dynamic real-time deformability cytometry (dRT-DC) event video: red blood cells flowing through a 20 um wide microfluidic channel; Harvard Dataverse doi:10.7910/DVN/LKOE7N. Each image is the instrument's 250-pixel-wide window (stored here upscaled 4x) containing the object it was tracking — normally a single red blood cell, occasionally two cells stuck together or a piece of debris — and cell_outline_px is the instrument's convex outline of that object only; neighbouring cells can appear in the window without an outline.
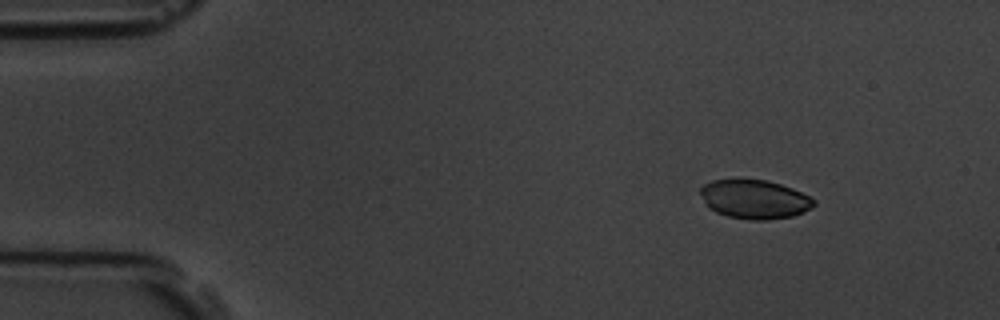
{"species": "common noctule bat (a hibernating species)", "species_latin": "Nyctalus noctula", "temperature_condition": "room temperature", "stored_images_in_passage": 9, "camera_frame_rate_fps": 3000, "um_per_image_px": 0.085, "animal": {"sex": "male", "body_mass_g": 19.5, "forearm_length_mm": 54.6}, "frame": {"image": 1, "passage_image": 2, "time_ms": 2.0, "image_size_px": [1000, 320], "cell_outline_px": [[816, 204], [804, 212], [792, 216], [768, 220], [752, 220], [728, 216], [716, 212], [708, 208], [704, 204], [700, 192], [700, 188], [704, 184], [712, 180], [736, 176], [768, 180], [792, 188], [816, 200]], "centroid_in_image_um": [64.08, 16.89], "position_along_channel_um": 20.9, "area_um2": 26.53}}
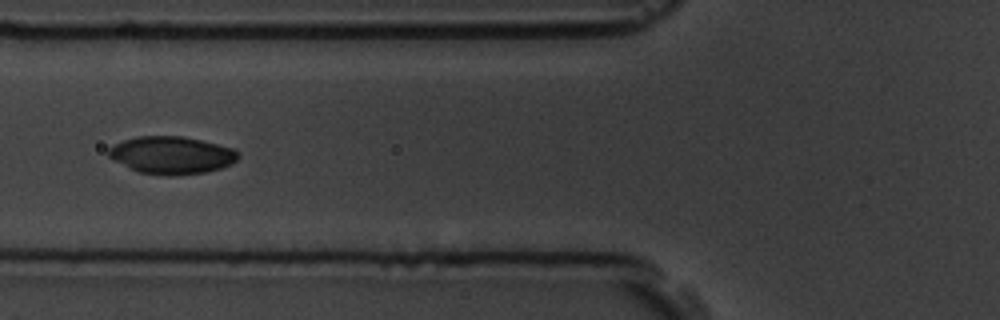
{"frame": {"image": 2, "passage_image": 6, "time_ms": 6.667, "image_size_px": [1000, 320], "cell_outline_px": [[240, 156], [232, 164], [220, 168], [204, 172], [172, 176], [168, 176], [140, 172], [112, 160], [108, 156], [108, 148], [124, 140], [140, 136], [184, 136], [236, 148], [240, 152]], "centroid_in_image_um": [14.63, 13.18], "position_along_channel_um": 111.2, "area_um2": 28.44}}
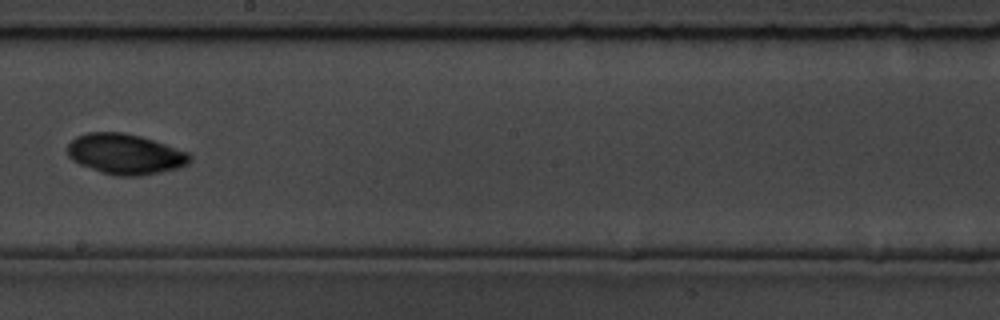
{"frame": {"image": 3, "passage_image": 9, "time_ms": 10.0, "image_size_px": [1000, 320], "cell_outline_px": [[192, 160], [188, 164], [176, 168], [160, 172], [140, 176], [116, 176], [100, 172], [80, 164], [72, 160], [68, 156], [68, 144], [76, 136], [88, 132], [124, 132], [140, 136], [188, 152], [192, 156]], "centroid_in_image_um": [10.63, 13.1], "position_along_channel_um": 237.6, "area_um2": 28.78}}